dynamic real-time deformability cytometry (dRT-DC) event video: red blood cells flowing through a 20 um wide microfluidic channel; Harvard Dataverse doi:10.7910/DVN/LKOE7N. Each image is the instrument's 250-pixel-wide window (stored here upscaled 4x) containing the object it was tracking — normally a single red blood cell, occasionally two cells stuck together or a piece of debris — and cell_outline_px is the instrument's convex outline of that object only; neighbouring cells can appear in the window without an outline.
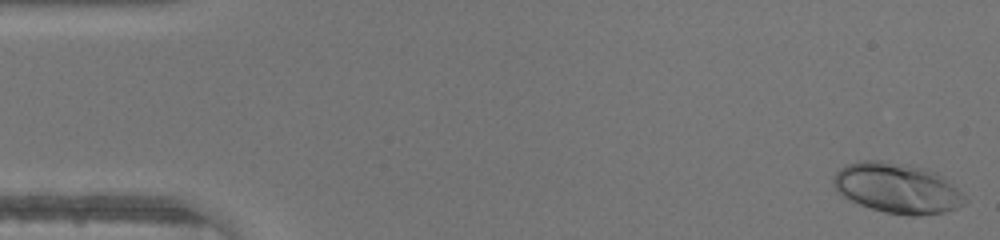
{"species": "human", "species_latin": "Homo sapiens", "temperature_condition": "warm", "stored_images_in_passage": 30, "camera_frame_rate_fps": 3000, "um_per_image_px": 0.085, "donor": {"sex": "male"}, "frame": {"image": 1, "passage_image": 1, "time_ms": 0.0, "image_size_px": [1000, 240], "cell_outline_px": [[968, 200], [964, 204], [956, 208], [944, 212], [916, 216], [908, 216], [884, 212], [848, 200], [832, 184], [832, 176], [844, 164], [860, 160], [884, 160], [908, 164], [924, 168], [936, 172], [944, 176]], "centroid_in_image_um": [76.24, 15.97], "position_along_channel_um": 8.8, "area_um2": 38.73}}
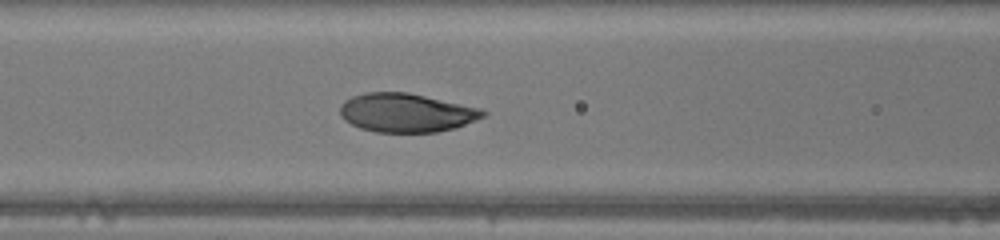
{"frame": {"image": 2, "passage_image": 19, "time_ms": 6.0, "image_size_px": [1000, 240], "cell_outline_px": [[488, 112], [484, 116], [456, 128], [436, 132], [376, 132], [360, 128], [344, 120], [340, 116], [340, 104], [344, 100], [352, 96], [364, 92], [408, 92], [480, 108]], "centroid_in_image_um": [34.5, 9.58], "position_along_channel_um": 132.1, "area_um2": 32.37}}
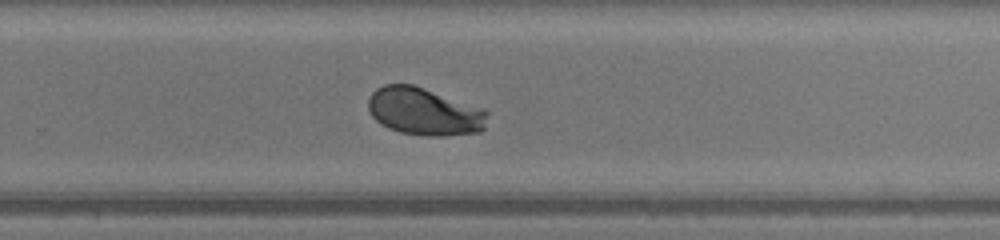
{"frame": {"image": 3, "passage_image": 30, "time_ms": 9.667, "image_size_px": [1000, 240], "cell_outline_px": [[488, 112], [484, 128], [480, 132], [444, 136], [428, 136], [400, 132], [388, 128], [380, 124], [372, 116], [368, 108], [368, 100], [372, 92], [376, 88], [384, 84], [412, 84], [484, 108]], "centroid_in_image_um": [36.06, 9.48], "position_along_channel_um": 293.7, "area_um2": 33.18}}